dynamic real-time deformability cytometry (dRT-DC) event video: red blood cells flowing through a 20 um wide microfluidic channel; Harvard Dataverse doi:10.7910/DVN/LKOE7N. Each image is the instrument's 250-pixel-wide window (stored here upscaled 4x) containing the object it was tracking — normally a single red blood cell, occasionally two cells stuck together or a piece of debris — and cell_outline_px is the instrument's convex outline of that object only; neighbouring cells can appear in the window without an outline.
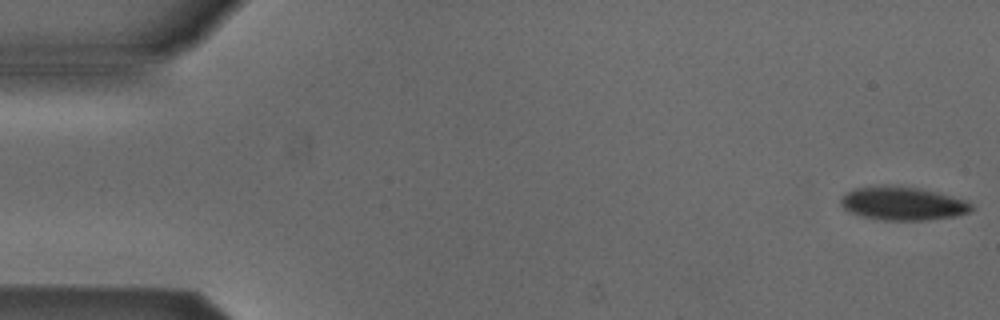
{"species": "Egyptian fruit bat (a non-hibernating species)", "species_latin": "Rousettus aegyptiacus", "temperature_condition": "cold", "stored_images_in_passage": 53, "segment_of_instrument_passage": [1, 2], "camera_frame_rate_fps": 3000, "um_per_image_px": 0.085, "animal": {"sex": "male"}, "frame": {"image": 1, "passage_image": 1, "time_ms": 0.0, "image_size_px": [1000, 320], "cell_outline_px": [[976, 208], [968, 212], [956, 216], [924, 220], [884, 220], [860, 216], [848, 212], [840, 204], [840, 200], [844, 192], [852, 188], [876, 184], [892, 184], [920, 188], [968, 200]], "centroid_in_image_um": [76.69, 17.26], "position_along_channel_um": 8.3, "area_um2": 26.18}}
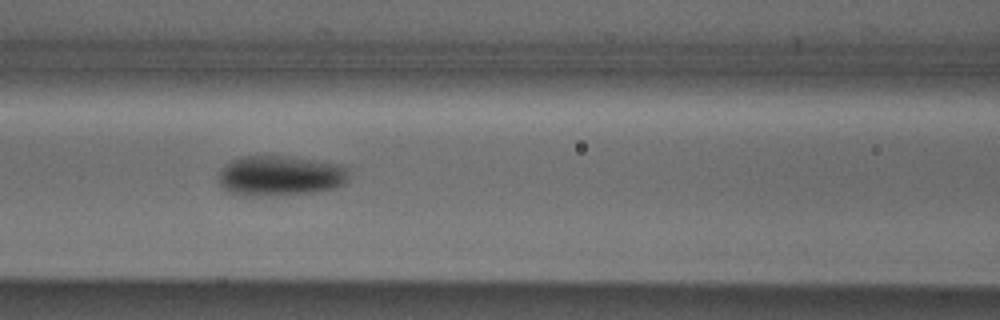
{"frame": {"image": 2, "passage_image": 22, "time_ms": 7.0, "image_size_px": [1000, 320], "cell_outline_px": [[348, 180], [344, 184], [332, 188], [312, 192], [268, 196], [244, 196], [228, 192], [220, 184], [220, 172], [232, 160], [240, 156], [288, 156], [316, 160], [340, 164], [348, 168]], "centroid_in_image_um": [23.84, 14.94], "position_along_channel_um": 142.8, "area_um2": 30.52}}
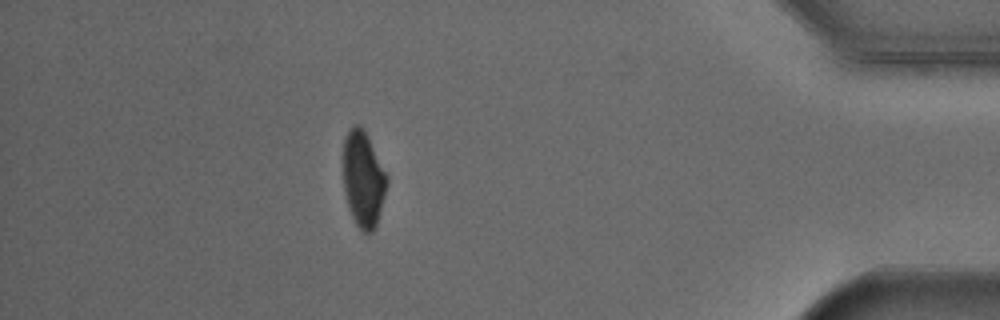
{"frame": {"image": 3, "passage_image": 46, "time_ms": 15.0, "image_size_px": [1000, 320], "cell_outline_px": [[388, 184], [376, 224], [372, 232], [364, 232], [356, 224], [348, 208], [344, 192], [344, 136], [356, 124], [360, 124], [388, 176]], "centroid_in_image_um": [30.87, 15.25], "position_along_channel_um": 404.3, "area_um2": 23.93}}